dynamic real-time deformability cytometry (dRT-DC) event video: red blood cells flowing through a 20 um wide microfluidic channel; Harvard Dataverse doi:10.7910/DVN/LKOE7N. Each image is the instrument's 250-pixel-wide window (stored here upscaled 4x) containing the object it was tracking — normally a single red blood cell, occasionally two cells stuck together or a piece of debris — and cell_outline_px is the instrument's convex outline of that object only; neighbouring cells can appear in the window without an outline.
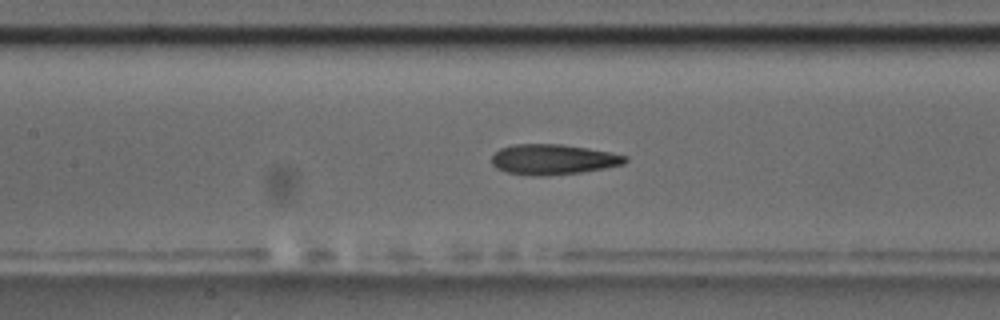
{"species": "common noctule bat (a hibernating species)", "species_latin": "Nyctalus noctula", "temperature_condition": "room temperature", "stored_images_in_passage": 48, "camera_frame_rate_fps": 3000, "um_per_image_px": 0.085, "animal": {"sex": "male", "body_mass_g": 17.5, "forearm_length_mm": 52.3}, "frame": {"image": 1, "passage_image": 19, "time_ms": 6.0, "image_size_px": [1000, 320], "cell_outline_px": [[628, 160], [624, 164], [604, 168], [580, 172], [540, 176], [508, 172], [496, 168], [492, 164], [492, 156], [500, 148], [516, 144], [564, 144], [588, 148], [628, 156]], "centroid_in_image_um": [47.02, 13.54], "position_along_channel_um": 160.4, "area_um2": 23.35}}
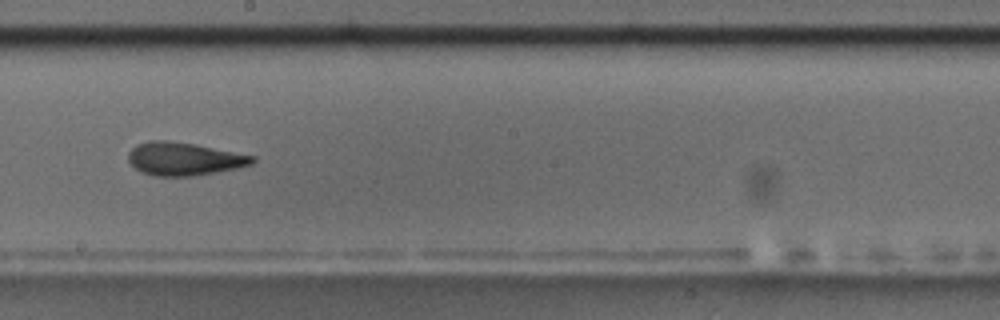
{"frame": {"image": 2, "passage_image": 25, "time_ms": 8.0, "image_size_px": [1000, 320], "cell_outline_px": [[256, 160], [252, 164], [236, 168], [192, 176], [156, 176], [140, 172], [128, 160], [128, 152], [136, 144], [148, 140], [168, 140], [192, 144], [256, 156]], "centroid_in_image_um": [15.61, 13.5], "position_along_channel_um": 232.6, "area_um2": 23.76}}
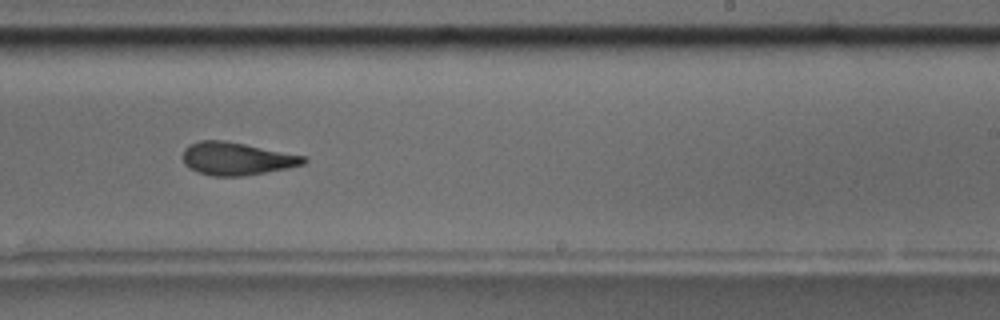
{"frame": {"image": 3, "passage_image": 28, "time_ms": 9.0, "image_size_px": [1000, 320], "cell_outline_px": [[308, 160], [304, 164], [288, 168], [244, 176], [212, 176], [196, 172], [184, 164], [180, 156], [184, 148], [188, 144], [200, 140], [224, 140], [308, 156]], "centroid_in_image_um": [20.09, 13.48], "position_along_channel_um": 268.9, "area_um2": 23.52}}